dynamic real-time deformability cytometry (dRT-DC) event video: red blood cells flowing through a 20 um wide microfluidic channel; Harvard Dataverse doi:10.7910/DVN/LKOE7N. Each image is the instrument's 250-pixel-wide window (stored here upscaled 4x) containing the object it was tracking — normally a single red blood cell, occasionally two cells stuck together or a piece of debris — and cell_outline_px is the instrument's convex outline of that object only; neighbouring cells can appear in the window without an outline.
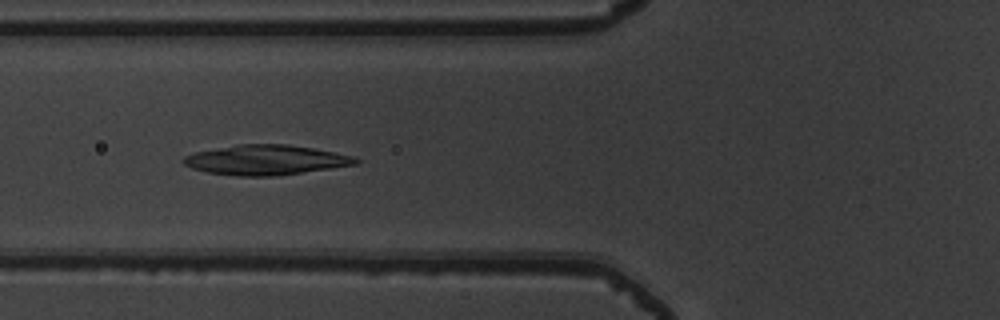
{"species": "common noctule bat (a hibernating species)", "species_latin": "Nyctalus noctula", "temperature_condition": "warm", "stored_images_in_passage": 54, "camera_frame_rate_fps": 3000, "um_per_image_px": 0.085, "animal": {"sex": "male", "body_mass_g": 19.5, "forearm_length_mm": 54.6}, "frame": {"image": 1, "passage_image": 22, "time_ms": 7.0, "image_size_px": [1000, 320], "cell_outline_px": [[360, 160], [356, 164], [276, 176], [236, 176], [208, 172], [192, 168], [184, 164], [180, 160], [184, 156], [196, 152], [236, 144], [288, 144], [312, 148], [356, 156]], "centroid_in_image_um": [22.58, 13.59], "position_along_channel_um": 103.2, "area_um2": 29.94}}
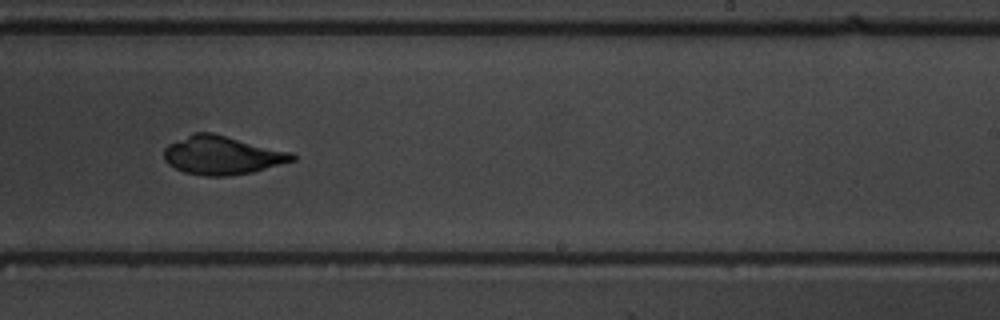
{"frame": {"image": 2, "passage_image": 35, "time_ms": 11.333, "image_size_px": [1000, 320], "cell_outline_px": [[296, 160], [252, 172], [228, 176], [204, 176], [184, 172], [168, 164], [164, 160], [164, 148], [168, 144], [192, 132], [212, 132], [292, 152], [296, 156]], "centroid_in_image_um": [18.87, 13.19], "position_along_channel_um": 270.1, "area_um2": 28.96}}
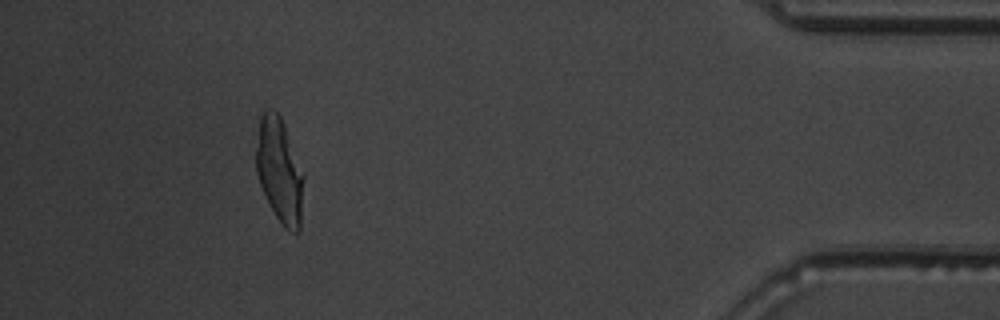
{"frame": {"image": 3, "passage_image": 50, "time_ms": 16.333, "image_size_px": [1000, 320], "cell_outline_px": [[304, 176], [300, 232], [288, 232], [284, 228], [276, 216], [260, 184], [256, 172], [256, 148], [260, 116], [268, 108], [272, 108], [280, 116], [304, 172]], "centroid_in_image_um": [23.77, 14.51], "position_along_channel_um": 411.4, "area_um2": 28.9}, "authors_computed_cell_mechanics": {"area_um2": 28.9578, "velocity_mm_per_s": 3.8563, "shape_relaxation_time_tau1_ms": 9.1749, "shape_relaxation_time_tau2_ms": 1.6094, "deformation_change_tau1": 0.3817, "deformation_change_tau2": 0.0471}}